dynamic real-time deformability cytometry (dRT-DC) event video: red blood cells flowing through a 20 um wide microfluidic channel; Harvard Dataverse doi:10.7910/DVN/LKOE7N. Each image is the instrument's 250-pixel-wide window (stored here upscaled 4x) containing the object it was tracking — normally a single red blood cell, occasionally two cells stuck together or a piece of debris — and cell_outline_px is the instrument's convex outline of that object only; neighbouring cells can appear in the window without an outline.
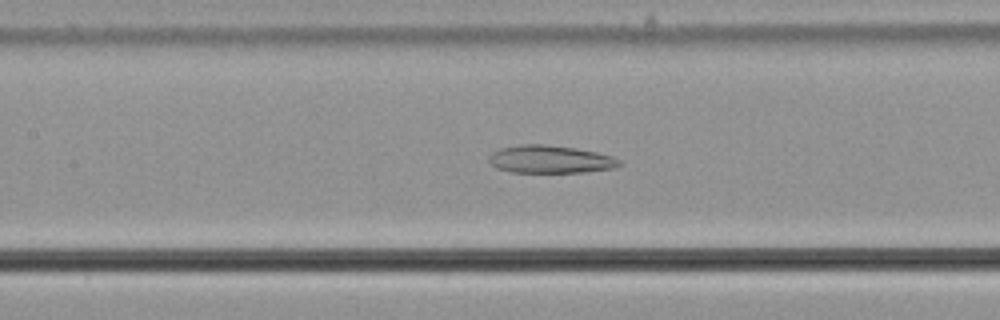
{"species": "common noctule bat (a hibernating species)", "species_latin": "Nyctalus noctula", "temperature_condition": "cold", "stored_images_in_passage": 46, "camera_frame_rate_fps": 3000, "um_per_image_px": 0.085, "animal": {"sex": "male", "body_mass_g": 21.5, "forearm_length_mm": 52.0}, "frame": {"image": 1, "passage_image": 26, "time_ms": 8.333, "image_size_px": [1000, 320], "cell_outline_px": [[620, 164], [612, 168], [584, 172], [512, 172], [496, 168], [488, 160], [488, 156], [492, 152], [500, 148], [520, 144], [544, 144], [572, 148], [596, 152], [612, 156], [620, 160]], "centroid_in_image_um": [46.71, 13.54], "position_along_channel_um": 160.7, "area_um2": 20.92}}
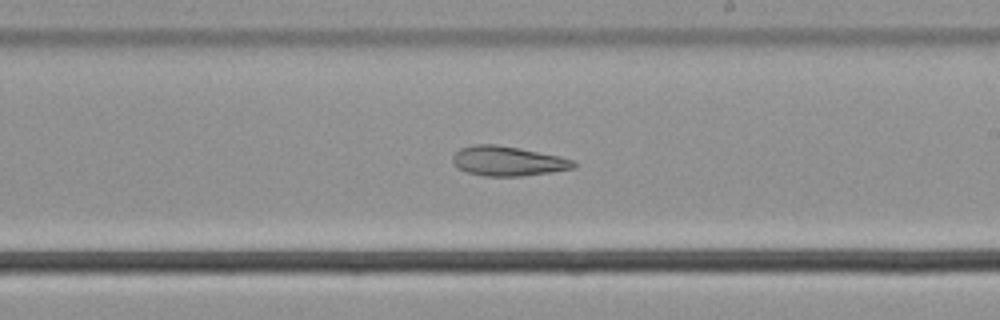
{"frame": {"image": 2, "passage_image": 33, "time_ms": 10.667, "image_size_px": [1000, 320], "cell_outline_px": [[576, 164], [572, 168], [552, 172], [520, 176], [484, 176], [468, 172], [456, 168], [452, 160], [452, 156], [460, 148], [472, 144], [496, 144], [520, 148], [560, 156], [572, 160]], "centroid_in_image_um": [43.12, 13.68], "position_along_channel_um": 245.9, "area_um2": 20.92}}
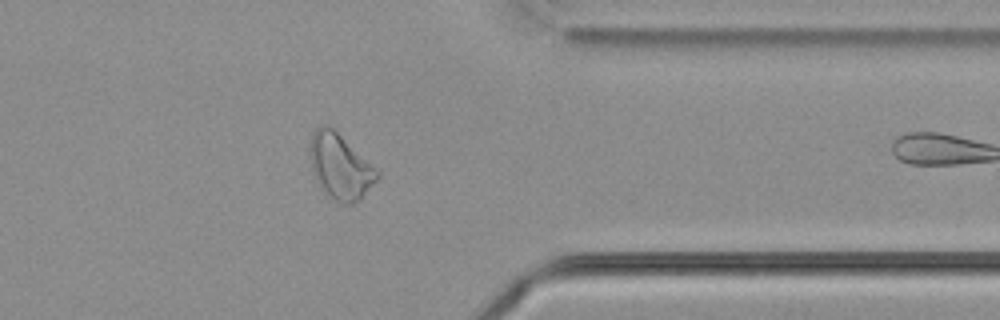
{"frame": {"image": 3, "passage_image": 45, "time_ms": 14.667, "image_size_px": [1000, 320], "cell_outline_px": [[380, 176], [360, 200], [352, 204], [344, 204], [332, 200], [320, 188], [312, 172], [308, 148], [308, 144], [312, 132], [320, 124], [332, 124], [380, 172]], "centroid_in_image_um": [28.88, 14.1], "position_along_channel_um": 382.5, "area_um2": 26.53}}